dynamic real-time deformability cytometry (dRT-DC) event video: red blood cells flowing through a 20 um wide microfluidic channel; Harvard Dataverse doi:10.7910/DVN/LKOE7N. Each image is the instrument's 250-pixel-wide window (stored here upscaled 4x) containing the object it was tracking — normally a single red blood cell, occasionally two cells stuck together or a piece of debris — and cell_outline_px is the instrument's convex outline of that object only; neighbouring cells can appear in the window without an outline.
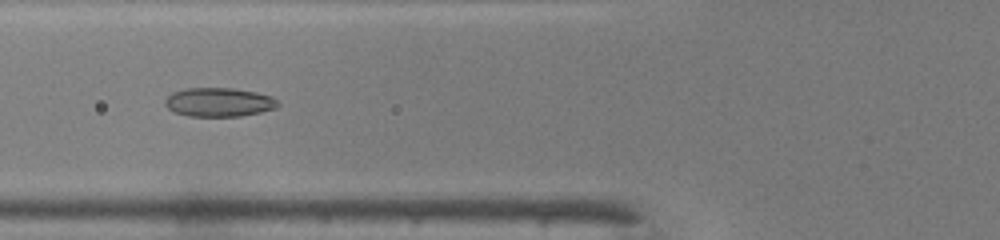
{"species": "common noctule bat (a hibernating species)", "species_latin": "Nyctalus noctula", "temperature_condition": "warm", "stored_images_in_passage": 48, "camera_frame_rate_fps": 3000, "um_per_image_px": 0.085, "animal": {"sex": "male", "body_mass_g": 19.0, "forearm_length_mm": 50.8}, "frame": {"image": 1, "passage_image": 19, "time_ms": 6.0, "image_size_px": [1000, 240], "cell_outline_px": [[280, 104], [276, 108], [260, 112], [240, 116], [188, 116], [176, 112], [168, 108], [164, 104], [164, 100], [172, 92], [188, 88], [232, 88], [256, 92], [272, 96]], "centroid_in_image_um": [18.61, 8.68], "position_along_channel_um": 107.2, "area_um2": 18.96}}
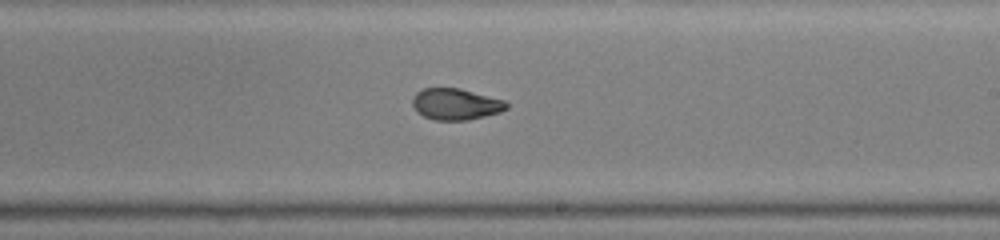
{"frame": {"image": 2, "passage_image": 29, "time_ms": 9.333, "image_size_px": [1000, 240], "cell_outline_px": [[508, 108], [500, 112], [468, 120], [436, 120], [424, 116], [416, 112], [412, 104], [412, 100], [416, 92], [424, 88], [460, 88], [504, 100], [508, 104]], "centroid_in_image_um": [38.72, 8.85], "position_along_channel_um": 250.3, "area_um2": 17.17}}
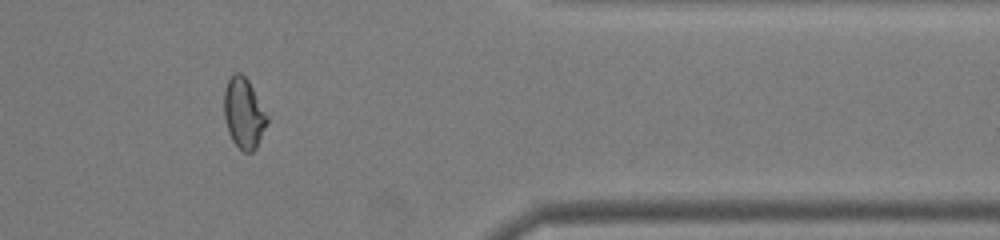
{"frame": {"image": 3, "passage_image": 40, "time_ms": 13.0, "image_size_px": [1000, 240], "cell_outline_px": [[268, 120], [256, 148], [252, 152], [244, 152], [232, 140], [228, 132], [224, 116], [224, 88], [228, 80], [236, 72], [240, 72], [248, 80], [268, 116]], "centroid_in_image_um": [20.71, 9.62], "position_along_channel_um": 390.7, "area_um2": 17.46}, "authors_computed_cell_mechanics": {"area_um2": 18.785, "velocity_mm_per_s": 4.3014, "shape_relaxation_time_tau1_ms": null, "shape_relaxation_time_tau2_ms": 0.9953, "deformation_change_tau1": null, "deformation_change_tau2": 0.0576}}